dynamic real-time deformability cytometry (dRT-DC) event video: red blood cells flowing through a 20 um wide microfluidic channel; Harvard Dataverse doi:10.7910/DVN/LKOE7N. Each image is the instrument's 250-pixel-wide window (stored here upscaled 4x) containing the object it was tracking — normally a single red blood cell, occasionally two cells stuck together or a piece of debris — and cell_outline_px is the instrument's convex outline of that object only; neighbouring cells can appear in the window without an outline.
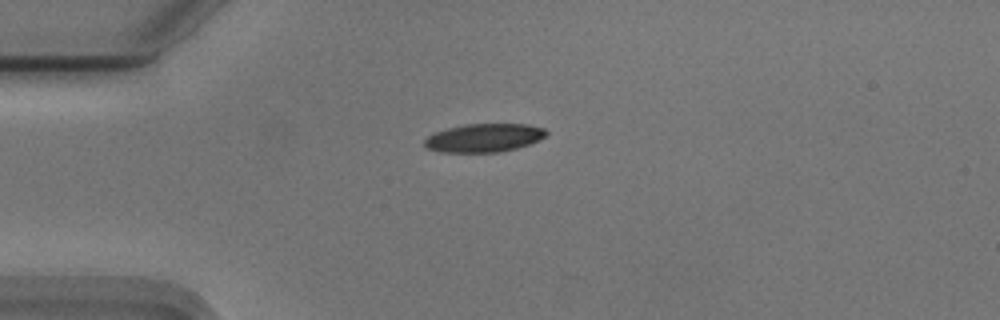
{"species": "Egyptian fruit bat (a non-hibernating species)", "species_latin": "Rousettus aegyptiacus", "temperature_condition": "cold", "stored_images_in_passage": 42, "camera_frame_rate_fps": 3000, "um_per_image_px": 0.085, "animal": {"sex": "male"}, "frame": {"image": 1, "passage_image": 1, "time_ms": 0.0, "image_size_px": [1000, 320], "cell_outline_px": [[548, 136], [528, 144], [516, 148], [500, 152], [440, 152], [424, 148], [424, 140], [428, 136], [436, 132], [448, 128], [468, 124], [528, 124], [544, 128], [548, 132]], "centroid_in_image_um": [41.15, 11.72], "position_along_channel_um": 43.9, "area_um2": 20.17}}
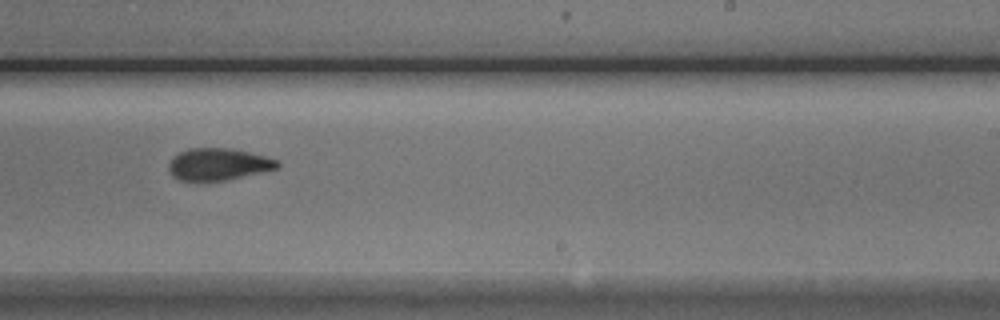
{"frame": {"image": 2, "passage_image": 21, "time_ms": 6.667, "image_size_px": [1000, 320], "cell_outline_px": [[280, 164], [276, 168], [260, 172], [224, 180], [180, 180], [172, 176], [168, 168], [168, 164], [180, 152], [188, 148], [232, 148], [280, 160]], "centroid_in_image_um": [18.55, 13.94], "position_along_channel_um": 270.4, "area_um2": 19.88}}
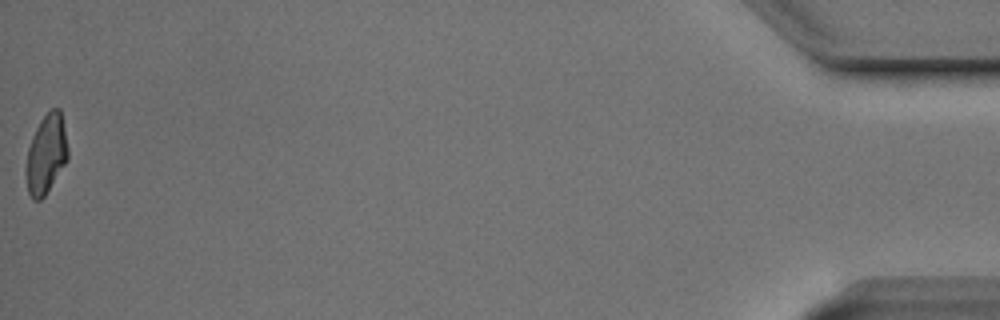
{"frame": {"image": 3, "passage_image": 42, "time_ms": 13.667, "image_size_px": [1000, 320], "cell_outline_px": [[68, 160], [44, 196], [40, 200], [32, 200], [28, 192], [24, 172], [24, 168], [28, 148], [32, 136], [40, 120], [52, 108], [60, 108], [68, 148]], "centroid_in_image_um": [3.9, 13.13], "position_along_channel_um": 431.3, "area_um2": 19.48}, "authors_computed_cell_mechanics": {"area_um2": 20.4901, "velocity_mm_per_s": 3.734, "shape_relaxation_time_tau1_ms": 3.8044, "shape_relaxation_time_tau2_ms": 2.7343, "deformation_change_tau1": 0.1392, "deformation_change_tau2": 0.0948}}